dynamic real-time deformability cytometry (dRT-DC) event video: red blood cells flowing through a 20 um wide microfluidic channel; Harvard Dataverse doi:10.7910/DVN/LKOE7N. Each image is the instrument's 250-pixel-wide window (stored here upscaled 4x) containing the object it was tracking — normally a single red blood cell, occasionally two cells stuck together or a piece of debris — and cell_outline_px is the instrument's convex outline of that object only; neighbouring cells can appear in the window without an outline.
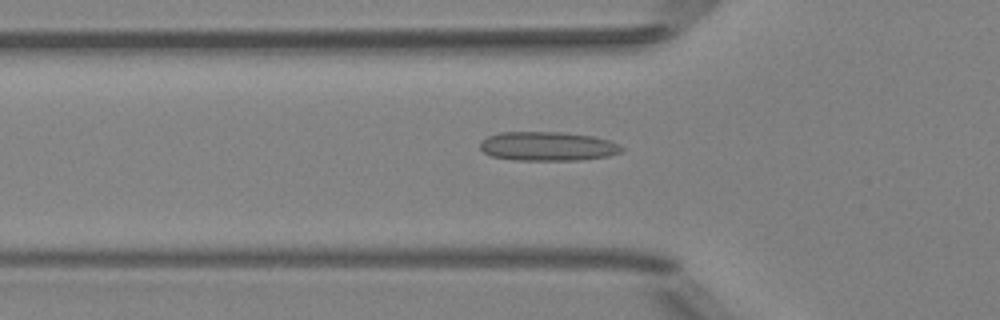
{"species": "Egyptian fruit bat (a non-hibernating species)", "species_latin": "Rousettus aegyptiacus", "temperature_condition": "room temperature", "stored_images_in_passage": 51, "camera_frame_rate_fps": 3000, "um_per_image_px": 0.085, "animal": {"sex": "female"}, "frame": {"image": 1, "passage_image": 17, "time_ms": 5.333, "image_size_px": [1000, 320], "cell_outline_px": [[624, 148], [620, 152], [608, 156], [580, 160], [516, 160], [492, 156], [484, 152], [480, 148], [480, 140], [488, 136], [500, 132], [564, 132], [592, 136], [608, 140]], "centroid_in_image_um": [46.52, 12.43], "position_along_channel_um": 79.3, "area_um2": 23.93}}
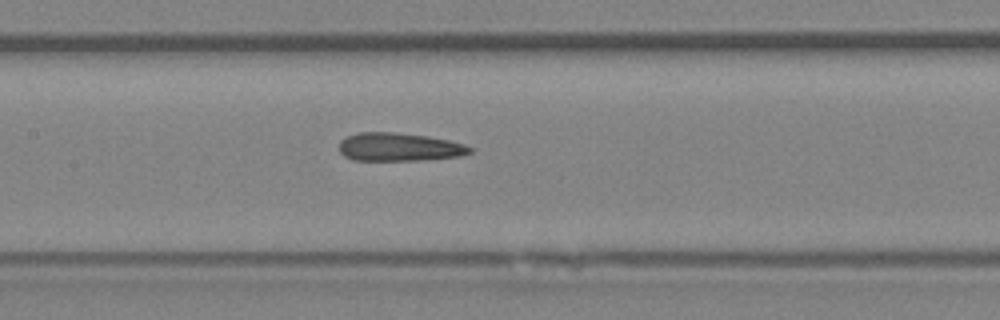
{"frame": {"image": 2, "passage_image": 24, "time_ms": 7.667, "image_size_px": [1000, 320], "cell_outline_px": [[472, 152], [460, 156], [420, 160], [352, 160], [344, 156], [340, 152], [340, 140], [356, 132], [396, 132], [428, 136], [448, 140], [464, 144], [472, 148]], "centroid_in_image_um": [33.91, 12.49], "position_along_channel_um": 173.5, "area_um2": 21.56}}
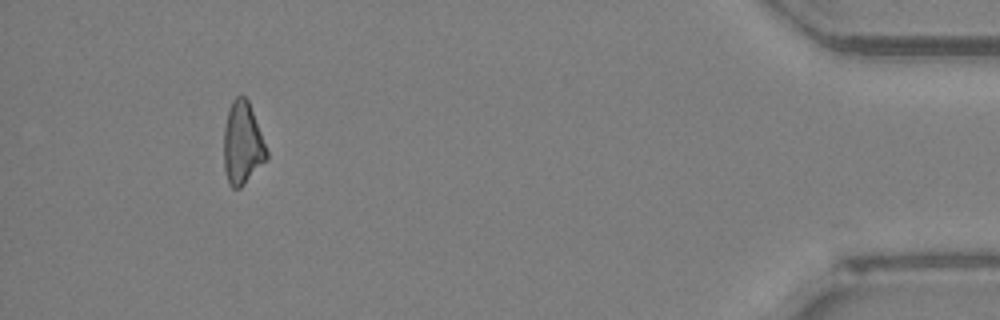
{"frame": {"image": 3, "passage_image": 47, "time_ms": 15.333, "image_size_px": [1000, 320], "cell_outline_px": [[268, 156], [244, 184], [240, 188], [232, 188], [228, 184], [224, 168], [224, 128], [228, 112], [232, 100], [236, 96], [244, 96], [248, 100], [268, 152]], "centroid_in_image_um": [20.58, 12.19], "position_along_channel_um": 414.6, "area_um2": 20.23}, "authors_computed_cell_mechanics": {"area_um2": 21.9062, "velocity_mm_per_s": 4.0213, "shape_relaxation_time_tau1_ms": null, "shape_relaxation_time_tau2_ms": 5.8861, "deformation_change_tau1": null, "deformation_change_tau2": 0.2061}}